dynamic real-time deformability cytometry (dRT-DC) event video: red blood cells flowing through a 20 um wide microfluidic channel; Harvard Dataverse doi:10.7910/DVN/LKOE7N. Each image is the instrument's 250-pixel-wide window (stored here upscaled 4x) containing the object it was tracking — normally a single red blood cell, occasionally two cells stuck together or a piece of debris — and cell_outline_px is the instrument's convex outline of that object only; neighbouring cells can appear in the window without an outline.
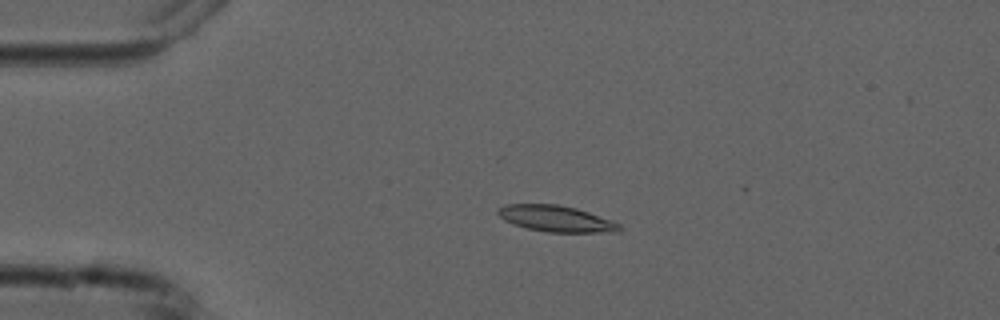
{"species": "common noctule bat (a hibernating species)", "species_latin": "Nyctalus noctula", "temperature_condition": "cold", "stored_images_in_passage": 2, "camera_frame_rate_fps": 3000, "um_per_image_px": 0.085, "animal": {"sex": "male", "forearm_length_mm": 52.5}, "frame": {"image": 1, "passage_image": 1, "time_ms": 0.0, "image_size_px": [1000, 320], "cell_outline_px": [[624, 228], [620, 232], [548, 232], [528, 228], [512, 224], [504, 220], [496, 212], [496, 208], [504, 204], [556, 204], [576, 208], [588, 212], [620, 224]], "centroid_in_image_um": [47.24, 18.58], "position_along_channel_um": 37.8, "area_um2": 18.55}}